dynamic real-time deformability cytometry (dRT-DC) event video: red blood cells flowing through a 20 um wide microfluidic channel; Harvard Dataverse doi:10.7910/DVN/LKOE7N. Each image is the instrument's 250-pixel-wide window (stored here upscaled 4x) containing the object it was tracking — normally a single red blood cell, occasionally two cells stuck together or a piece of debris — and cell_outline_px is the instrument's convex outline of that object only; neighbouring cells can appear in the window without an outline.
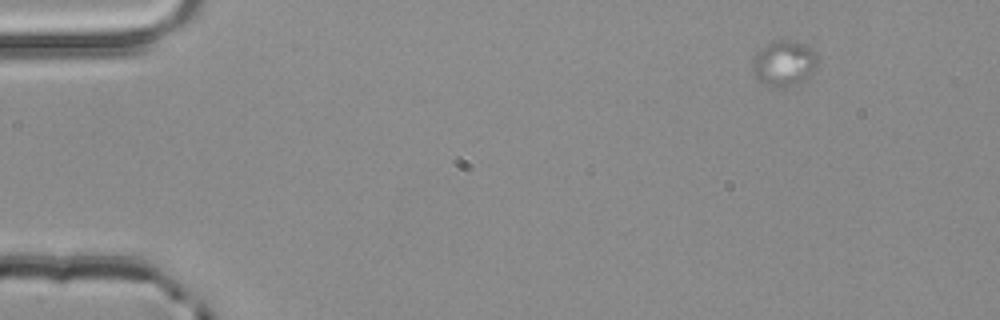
{"species": "common noctule bat (a hibernating species)", "species_latin": "Nyctalus noctula", "temperature_condition": "room temperature", "stored_images_in_passage": 3, "camera_frame_rate_fps": 3000, "um_per_image_px": 0.085, "animal": {"sex": "male", "body_mass_g": 20.4}, "frame": {"image": 1, "passage_image": 1, "time_ms": 0.0, "image_size_px": [1000, 320], "cell_outline_px": [[816, 64], [808, 80], [792, 84], [772, 88], [768, 88], [756, 80], [752, 72], [752, 60], [756, 52], [760, 48], [772, 40], [788, 40], [808, 44], [816, 52]], "centroid_in_image_um": [66.59, 5.38], "position_along_channel_um": 18.4, "area_um2": 17.74}}